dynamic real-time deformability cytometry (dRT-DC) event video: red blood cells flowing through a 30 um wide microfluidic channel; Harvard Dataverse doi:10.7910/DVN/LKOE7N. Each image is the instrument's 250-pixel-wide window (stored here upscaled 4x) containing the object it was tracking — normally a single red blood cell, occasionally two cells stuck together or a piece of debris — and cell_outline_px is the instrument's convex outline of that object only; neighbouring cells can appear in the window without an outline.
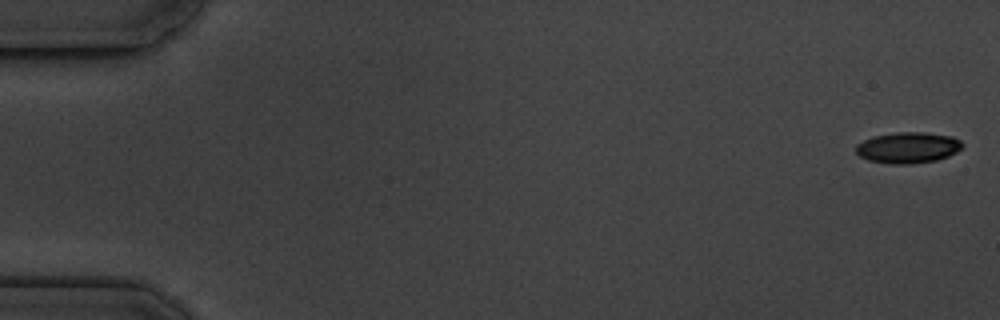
{"species": "common noctule bat (a hibernating species)", "species_latin": "Nyctalus noctula", "temperature_condition": "cold", "stored_images_in_passage": 17, "camera_frame_rate_fps": 3000, "um_per_image_px": 0.085, "animal": {"sex": "male", "body_mass_g": 19.5, "forearm_length_mm": 54.6}, "frame": {"image": 1, "passage_image": 1, "time_ms": 0.0, "image_size_px": [1000, 320], "cell_outline_px": [[964, 144], [956, 152], [948, 156], [936, 160], [912, 164], [892, 164], [868, 160], [860, 156], [856, 152], [856, 144], [872, 136], [896, 132], [924, 132], [952, 136], [960, 140]], "centroid_in_image_um": [77.17, 12.54], "position_along_channel_um": 7.8, "area_um2": 19.31}}
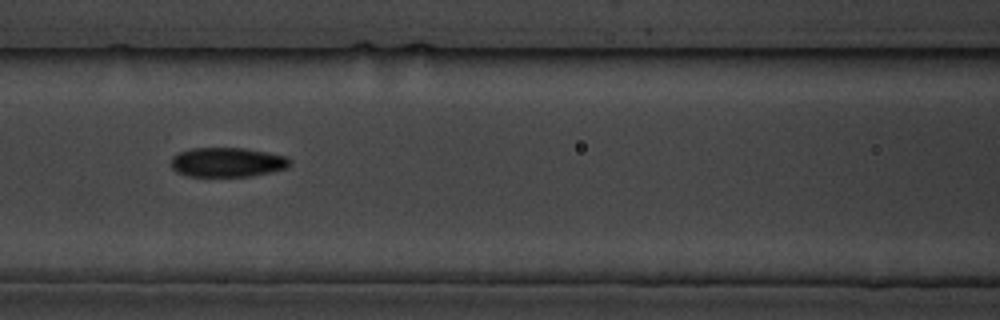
{"frame": {"image": 2, "passage_image": 8, "time_ms": 8.0, "image_size_px": [1000, 320], "cell_outline_px": [[292, 164], [288, 168], [252, 176], [188, 176], [176, 172], [172, 168], [172, 156], [176, 152], [192, 148], [244, 148], [268, 152], [288, 156], [292, 160]], "centroid_in_image_um": [19.35, 13.78], "position_along_channel_um": 147.2, "area_um2": 20.69}}
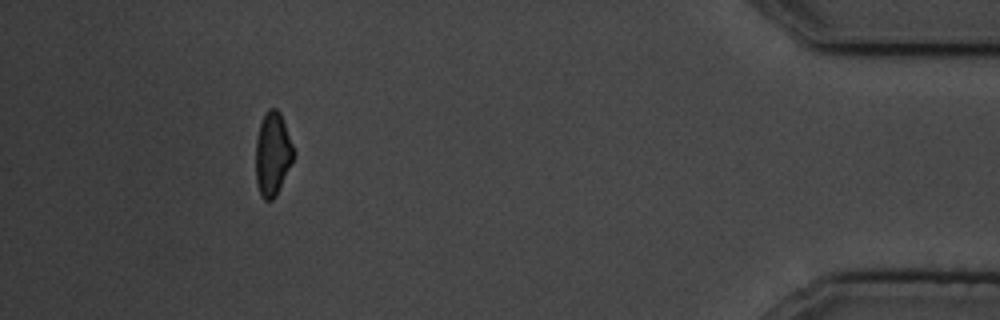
{"frame": {"image": 3, "passage_image": 16, "time_ms": 17.0, "image_size_px": [1000, 320], "cell_outline_px": [[296, 152], [276, 196], [272, 200], [264, 200], [260, 196], [256, 184], [256, 140], [260, 124], [264, 112], [268, 108], [276, 108], [280, 112]], "centroid_in_image_um": [23.17, 13.08], "position_along_channel_um": 412.0, "area_um2": 18.55}, "authors_computed_cell_mechanics": {"area_um2": 19.8832, "velocity_mm_per_s": 3.5663, "shape_relaxation_time_tau1_ms": 2.5825, "shape_relaxation_time_tau2_ms": null, "deformation_change_tau1": 0.0878, "deformation_change_tau2": null}}